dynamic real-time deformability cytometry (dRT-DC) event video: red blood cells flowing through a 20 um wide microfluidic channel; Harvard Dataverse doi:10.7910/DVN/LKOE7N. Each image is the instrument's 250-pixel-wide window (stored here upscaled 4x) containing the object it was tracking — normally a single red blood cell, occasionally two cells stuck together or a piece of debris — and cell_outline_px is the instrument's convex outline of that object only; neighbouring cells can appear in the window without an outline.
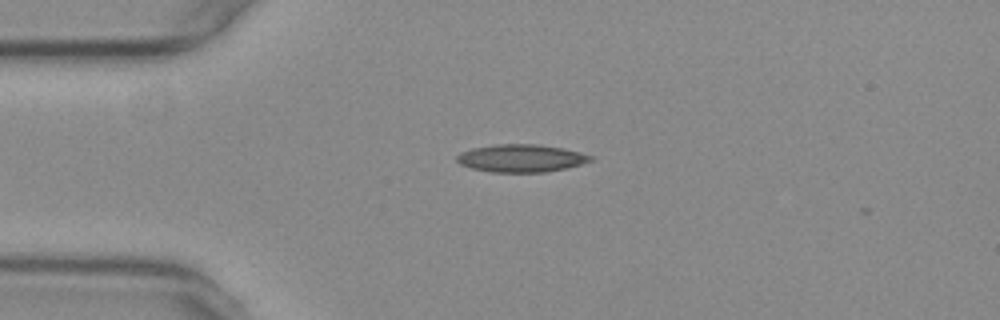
{"species": "common noctule bat (a hibernating species)", "species_latin": "Nyctalus noctula", "temperature_condition": "warm", "stored_images_in_passage": 2, "camera_frame_rate_fps": 3000, "um_per_image_px": 0.085, "animal": {"sex": "female", "body_mass_g": 29.2, "forearm_length_mm": 56.3}, "frame": {"image": 1, "passage_image": 1, "time_ms": 0.0, "image_size_px": [1000, 320], "cell_outline_px": [[592, 160], [568, 168], [544, 172], [492, 172], [472, 168], [460, 164], [456, 160], [456, 156], [460, 152], [472, 148], [500, 144], [536, 144], [564, 148], [580, 152], [592, 156]], "centroid_in_image_um": [44.29, 13.45], "position_along_channel_um": 40.7, "area_um2": 21.5}}